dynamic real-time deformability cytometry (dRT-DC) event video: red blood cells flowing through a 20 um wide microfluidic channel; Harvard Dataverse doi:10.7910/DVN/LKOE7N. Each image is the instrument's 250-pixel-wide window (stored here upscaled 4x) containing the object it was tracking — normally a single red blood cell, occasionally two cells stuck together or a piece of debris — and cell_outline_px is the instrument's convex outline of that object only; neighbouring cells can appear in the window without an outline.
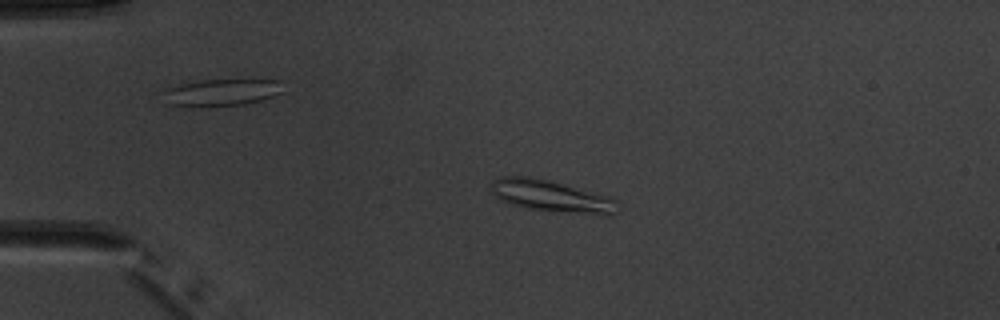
{"species": "common noctule bat (a hibernating species)", "species_latin": "Nyctalus noctula", "temperature_condition": "warm", "stored_images_in_passage": 3, "camera_frame_rate_fps": 3000, "um_per_image_px": 0.085, "animal": {"sex": "male", "body_mass_g": 20.1, "forearm_length_mm": 53.5}, "frame": {"image": 1, "passage_image": 2, "time_ms": 1.333, "image_size_px": [1000, 320], "cell_outline_px": [[620, 204], [616, 212], [608, 216], [604, 216], [528, 208], [508, 204], [500, 200], [492, 192], [492, 180], [500, 176], [528, 176], [552, 180], [608, 196], [616, 200]], "centroid_in_image_um": [46.9, 16.67], "position_along_channel_um": 38.1, "area_um2": 23.7}}